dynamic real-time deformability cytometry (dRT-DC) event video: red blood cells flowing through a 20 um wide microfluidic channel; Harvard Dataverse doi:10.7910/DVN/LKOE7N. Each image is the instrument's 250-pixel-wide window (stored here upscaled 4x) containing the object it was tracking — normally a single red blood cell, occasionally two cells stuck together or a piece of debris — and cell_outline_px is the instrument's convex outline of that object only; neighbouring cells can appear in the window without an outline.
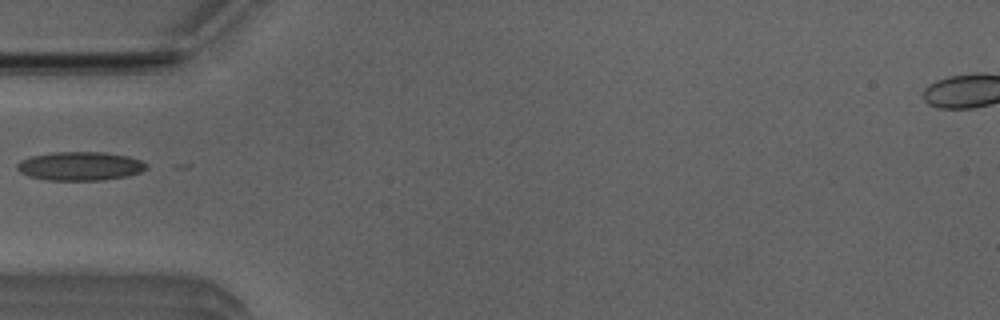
{"species": "Egyptian fruit bat (a non-hibernating species)", "species_latin": "Rousettus aegyptiacus", "temperature_condition": "room temperature", "stored_images_in_passage": 6, "camera_frame_rate_fps": 3000, "um_per_image_px": 0.085, "animal": {"sex": "male"}, "frame": {"image": 1, "passage_image": 5, "time_ms": 1.333, "image_size_px": [1000, 320], "cell_outline_px": [[148, 168], [140, 172], [128, 176], [104, 180], [48, 180], [28, 176], [20, 172], [16, 168], [16, 164], [20, 160], [32, 156], [52, 152], [104, 152], [128, 156], [140, 160], [148, 164]], "centroid_in_image_um": [6.81, 14.12], "position_along_channel_um": 78.2, "area_um2": 21.79}}